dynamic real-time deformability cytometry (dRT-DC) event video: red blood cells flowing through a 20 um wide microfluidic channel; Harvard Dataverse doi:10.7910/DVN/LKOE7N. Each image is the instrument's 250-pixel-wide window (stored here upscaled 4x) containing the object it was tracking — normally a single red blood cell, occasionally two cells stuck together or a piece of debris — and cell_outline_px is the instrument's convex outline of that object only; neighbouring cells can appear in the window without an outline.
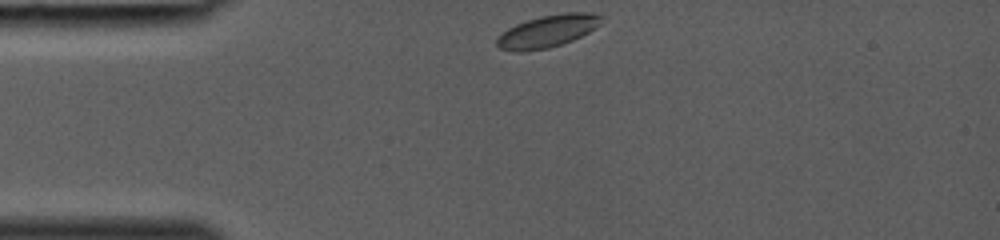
{"species": "common noctule bat (a hibernating species)", "species_latin": "Nyctalus noctula", "temperature_condition": "room temperature", "stored_images_in_passage": 27, "camera_frame_rate_fps": 3000, "um_per_image_px": 0.085, "animal": {"sex": "female", "body_mass_g": 19.0, "forearm_length_mm": 53.3}, "frame": {"image": 1, "passage_image": 1, "time_ms": 0.0, "image_size_px": [1000, 240], "cell_outline_px": [[604, 16], [600, 24], [596, 28], [572, 40], [548, 48], [520, 52], [516, 52], [500, 48], [496, 44], [496, 36], [508, 28], [516, 24], [540, 16], [564, 12], [592, 12]], "centroid_in_image_um": [46.55, 2.64], "position_along_channel_um": 38.5, "area_um2": 19.77}}
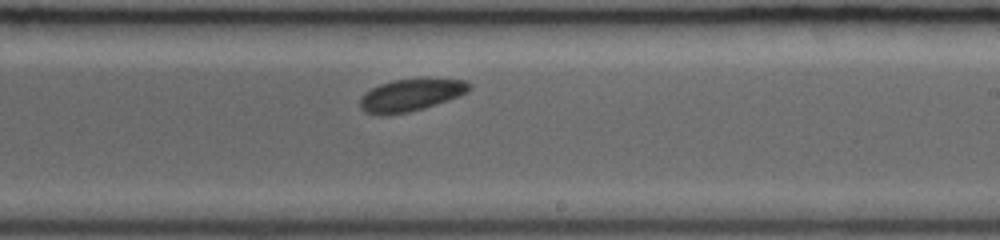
{"frame": {"image": 2, "passage_image": 16, "time_ms": 5.0, "image_size_px": [1000, 240], "cell_outline_px": [[472, 88], [468, 92], [460, 96], [424, 108], [408, 112], [384, 116], [380, 116], [364, 112], [360, 108], [360, 100], [372, 88], [380, 84], [392, 80], [464, 80], [472, 84]], "centroid_in_image_um": [34.92, 8.12], "position_along_channel_um": 254.1, "area_um2": 20.17}}
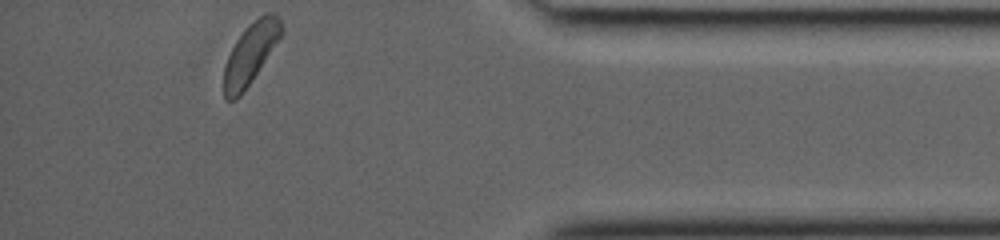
{"frame": {"image": 3, "passage_image": 27, "time_ms": 8.667, "image_size_px": [1000, 240], "cell_outline_px": [[284, 32], [244, 92], [236, 100], [224, 100], [224, 68], [228, 56], [236, 40], [248, 24], [264, 12], [272, 12], [280, 20], [284, 28]], "centroid_in_image_um": [21.3, 4.55], "position_along_channel_um": 413.9, "area_um2": 20.4}}